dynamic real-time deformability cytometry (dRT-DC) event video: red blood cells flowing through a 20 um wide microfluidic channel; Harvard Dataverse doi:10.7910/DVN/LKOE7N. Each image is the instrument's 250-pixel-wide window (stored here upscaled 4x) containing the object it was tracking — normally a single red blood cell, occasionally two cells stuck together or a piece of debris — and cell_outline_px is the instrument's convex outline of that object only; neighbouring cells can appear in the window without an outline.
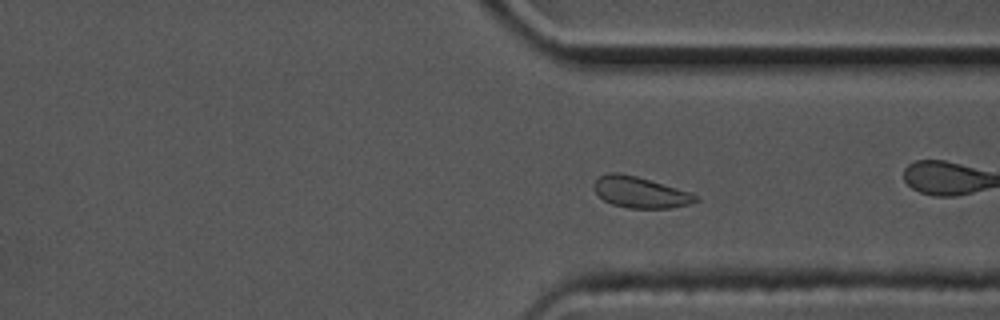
{"species": "common noctule bat (a hibernating species)", "species_latin": "Nyctalus noctula", "temperature_condition": "cold", "stored_images_in_passage": 57, "camera_frame_rate_fps": 3000, "um_per_image_px": 0.085, "animal": {"sex": "male", "body_mass_g": 17.5, "forearm_length_mm": 52.3}, "frame": {"image": 1, "passage_image": 41, "time_ms": 13.333, "image_size_px": [1000, 320], "cell_outline_px": [[700, 200], [688, 204], [668, 208], [628, 208], [612, 204], [604, 200], [596, 192], [592, 184], [600, 176], [608, 172], [620, 172], [636, 176], [676, 188], [700, 196]], "centroid_in_image_um": [54.4, 16.34], "position_along_channel_um": 357.0, "area_um2": 18.26}}
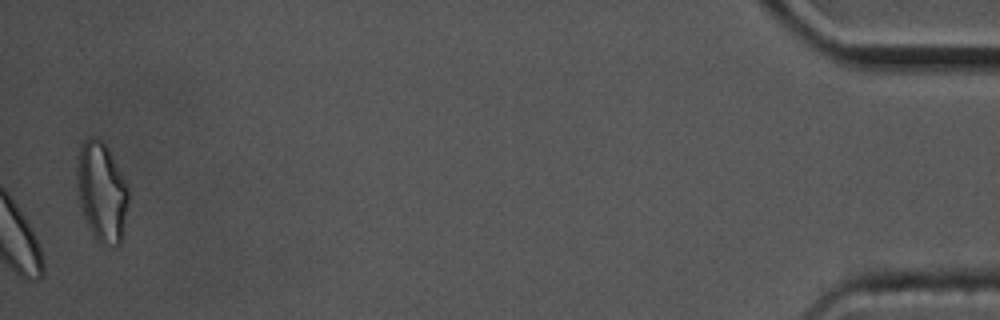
{"frame": {"image": 2, "passage_image": 57, "time_ms": 18.667, "image_size_px": [1000, 320], "cell_outline_px": [[128, 200], [120, 244], [108, 248], [100, 244], [96, 240], [84, 216], [80, 204], [76, 184], [76, 172], [80, 144], [88, 136], [96, 136], [108, 148], [128, 188]], "centroid_in_image_um": [8.62, 16.3], "position_along_channel_um": 426.6, "area_um2": 29.71}, "authors_computed_cell_mechanics": {"area_um2": 18.6694, "velocity_mm_per_s": 3.4459, "shape_relaxation_time_tau1_ms": 5.1675, "shape_relaxation_time_tau2_ms": 3.3041, "deformation_change_tau1": 0.0665, "deformation_change_tau2": 0.061}}